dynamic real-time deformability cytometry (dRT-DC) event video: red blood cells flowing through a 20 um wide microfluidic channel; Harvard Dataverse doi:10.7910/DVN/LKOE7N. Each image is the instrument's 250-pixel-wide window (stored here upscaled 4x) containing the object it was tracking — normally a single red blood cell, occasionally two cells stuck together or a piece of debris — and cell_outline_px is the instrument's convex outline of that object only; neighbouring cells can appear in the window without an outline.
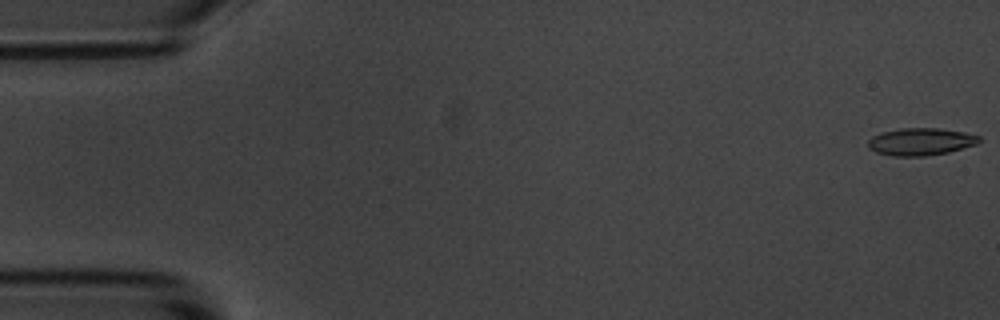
{"species": "common noctule bat (a hibernating species)", "species_latin": "Nyctalus noctula", "temperature_condition": "room temperature", "stored_images_in_passage": 54, "camera_frame_rate_fps": 3000, "um_per_image_px": 0.085, "animal": {"sex": "male", "body_mass_g": 20.1, "forearm_length_mm": 53.5}, "frame": {"image": 1, "passage_image": 1, "time_ms": 0.0, "image_size_px": [1000, 320], "cell_outline_px": [[980, 140], [976, 144], [948, 152], [924, 156], [892, 156], [876, 152], [868, 148], [868, 140], [872, 136], [880, 132], [900, 128], [940, 128], [964, 132], [980, 136]], "centroid_in_image_um": [78.22, 12.03], "position_along_channel_um": 6.8, "area_um2": 17.74}}
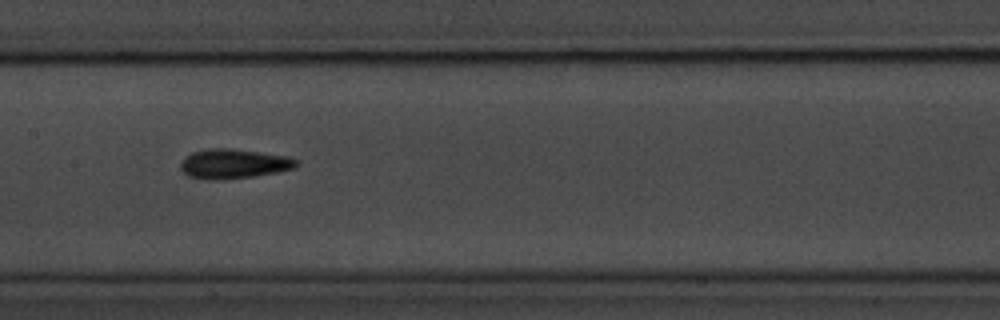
{"frame": {"image": 2, "passage_image": 27, "time_ms": 8.667, "image_size_px": [1000, 320], "cell_outline_px": [[296, 168], [276, 172], [252, 176], [220, 180], [200, 180], [188, 176], [180, 168], [180, 164], [184, 156], [192, 152], [208, 148], [232, 148], [288, 156], [296, 160]], "centroid_in_image_um": [19.8, 13.92], "position_along_channel_um": 187.6, "area_um2": 20.11}}
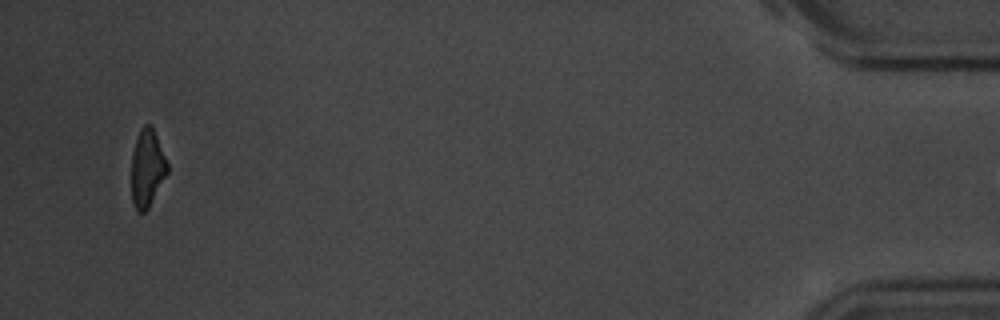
{"frame": {"image": 3, "passage_image": 53, "time_ms": 17.333, "image_size_px": [1000, 320], "cell_outline_px": [[168, 172], [148, 208], [144, 212], [136, 212], [132, 204], [132, 152], [140, 128], [144, 124], [152, 124], [168, 164]], "centroid_in_image_um": [12.5, 14.28], "position_along_channel_um": 422.7, "area_um2": 16.24}}